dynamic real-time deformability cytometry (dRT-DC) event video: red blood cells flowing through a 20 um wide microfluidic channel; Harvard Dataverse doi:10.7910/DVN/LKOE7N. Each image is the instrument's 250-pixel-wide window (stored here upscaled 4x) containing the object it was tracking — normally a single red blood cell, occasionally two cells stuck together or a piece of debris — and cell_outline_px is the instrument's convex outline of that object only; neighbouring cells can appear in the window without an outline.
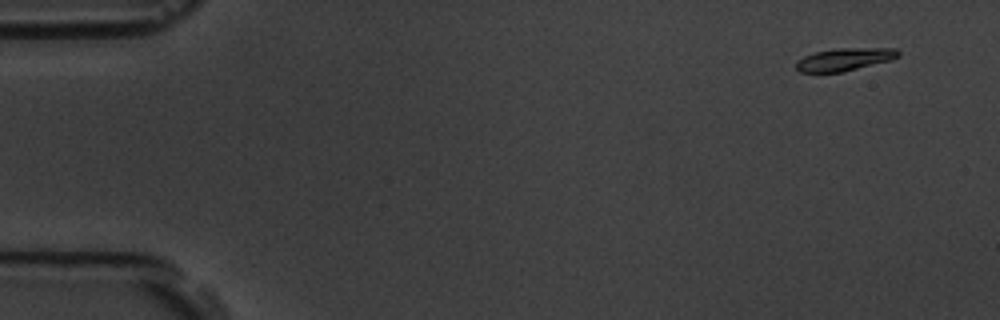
{"species": "common noctule bat (a hibernating species)", "species_latin": "Nyctalus noctula", "temperature_condition": "room temperature", "stored_images_in_passage": 5, "camera_frame_rate_fps": 3000, "um_per_image_px": 0.085, "animal": {"sex": "male", "body_mass_g": 19.5, "forearm_length_mm": 54.6}, "frame": {"image": 1, "passage_image": 1, "time_ms": 0.0, "image_size_px": [1000, 320], "cell_outline_px": [[900, 56], [892, 60], [844, 72], [800, 72], [796, 68], [796, 60], [804, 56], [816, 52], [836, 48], [896, 48], [900, 52]], "centroid_in_image_um": [71.82, 5.04], "position_along_channel_um": 13.2, "area_um2": 13.64}}
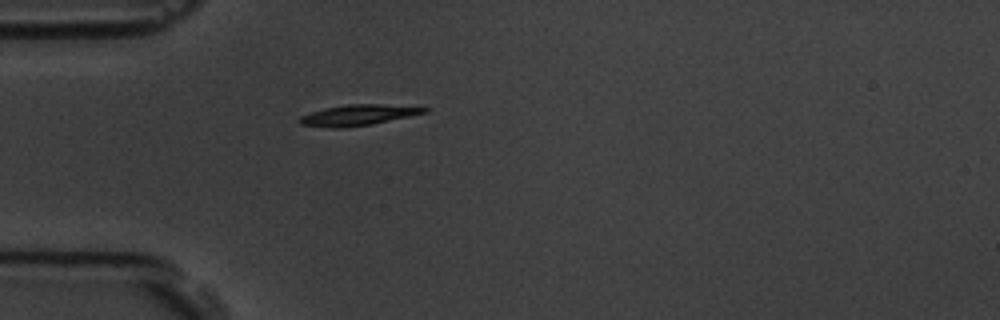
{"frame": {"image": 2, "passage_image": 5, "time_ms": 4.333, "image_size_px": [1000, 320], "cell_outline_px": [[428, 112], [372, 124], [344, 128], [332, 128], [300, 124], [296, 120], [300, 116], [324, 108], [344, 104], [380, 104], [428, 108]], "centroid_in_image_um": [30.38, 9.78], "position_along_channel_um": 54.6, "area_um2": 15.03}}